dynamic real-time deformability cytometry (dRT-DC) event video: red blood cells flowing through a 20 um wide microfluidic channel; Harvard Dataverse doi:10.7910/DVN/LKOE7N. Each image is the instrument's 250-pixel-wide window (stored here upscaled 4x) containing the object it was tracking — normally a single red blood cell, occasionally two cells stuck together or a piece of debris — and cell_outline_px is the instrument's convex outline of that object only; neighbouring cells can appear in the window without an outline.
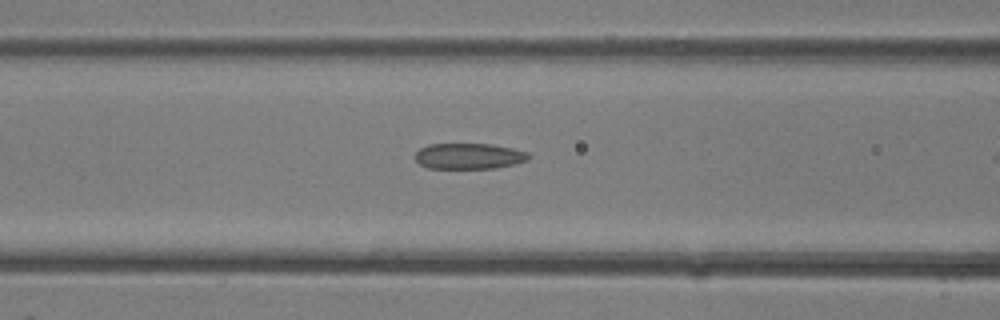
{"species": "common noctule bat (a hibernating species)", "species_latin": "Nyctalus noctula", "temperature_condition": "room temperature", "stored_images_in_passage": 8, "camera_frame_rate_fps": 3000, "um_per_image_px": 0.085, "animal": {"sex": "female"}, "frame": {"image": 1, "passage_image": 7, "time_ms": 2.0, "image_size_px": [1000, 320], "cell_outline_px": [[532, 156], [528, 160], [516, 164], [496, 168], [428, 168], [420, 164], [416, 160], [416, 152], [420, 148], [428, 144], [492, 144], [512, 148], [528, 152]], "centroid_in_image_um": [39.9, 13.27], "position_along_channel_um": 126.7, "area_um2": 17.17}}